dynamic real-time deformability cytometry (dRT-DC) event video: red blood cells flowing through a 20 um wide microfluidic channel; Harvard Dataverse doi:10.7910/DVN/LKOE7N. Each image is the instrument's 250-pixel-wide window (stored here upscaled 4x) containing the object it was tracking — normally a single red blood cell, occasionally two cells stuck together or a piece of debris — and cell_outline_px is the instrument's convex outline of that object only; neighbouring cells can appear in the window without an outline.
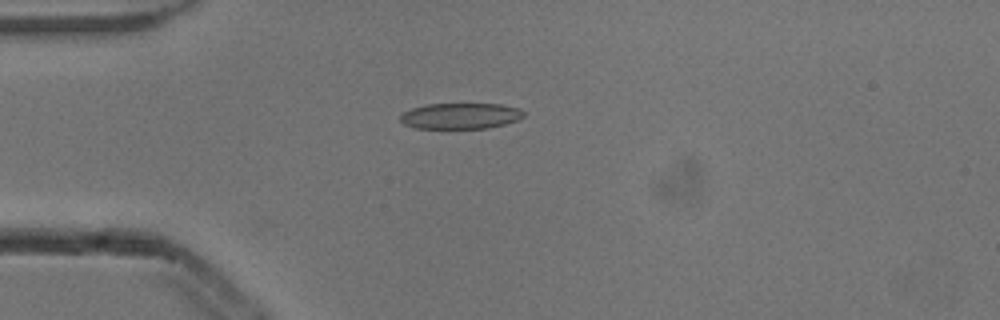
{"species": "common noctule bat (a hibernating species)", "species_latin": "Nyctalus noctula", "temperature_condition": "cold", "stored_images_in_passage": 4, "camera_frame_rate_fps": 3000, "um_per_image_px": 0.085, "animal": {"sex": "male", "body_mass_g": 13.3}, "frame": {"image": 1, "passage_image": 4, "time_ms": 1.0, "image_size_px": [1000, 320], "cell_outline_px": [[524, 116], [516, 120], [504, 124], [488, 128], [416, 128], [404, 124], [400, 120], [400, 116], [404, 112], [412, 108], [428, 104], [500, 104], [520, 108], [524, 112]], "centroid_in_image_um": [39.15, 9.85], "position_along_channel_um": 45.9, "area_um2": 18.5}}